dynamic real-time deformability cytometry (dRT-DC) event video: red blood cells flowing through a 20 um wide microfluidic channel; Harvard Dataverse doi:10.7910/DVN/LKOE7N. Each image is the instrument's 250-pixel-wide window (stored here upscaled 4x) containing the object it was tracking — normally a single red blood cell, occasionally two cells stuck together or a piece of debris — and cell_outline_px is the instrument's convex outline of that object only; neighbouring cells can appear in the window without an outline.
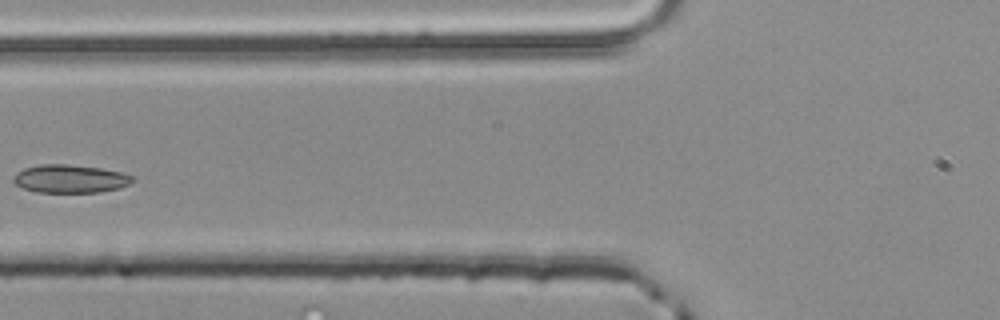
{"species": "common noctule bat (a hibernating species)", "species_latin": "Nyctalus noctula", "temperature_condition": "room temperature", "stored_images_in_passage": 3, "camera_frame_rate_fps": 3000, "um_per_image_px": 0.085, "animal": {"sex": "male", "body_mass_g": 20.4}, "frame": {"image": 1, "passage_image": 3, "time_ms": 0.667, "image_size_px": [1000, 320], "cell_outline_px": [[132, 184], [120, 188], [100, 192], [36, 192], [24, 188], [16, 184], [12, 180], [12, 176], [16, 172], [24, 168], [40, 164], [68, 164], [100, 168], [120, 172], [132, 176]], "centroid_in_image_um": [5.94, 15.19], "position_along_channel_um": 119.9, "area_um2": 19.59}}